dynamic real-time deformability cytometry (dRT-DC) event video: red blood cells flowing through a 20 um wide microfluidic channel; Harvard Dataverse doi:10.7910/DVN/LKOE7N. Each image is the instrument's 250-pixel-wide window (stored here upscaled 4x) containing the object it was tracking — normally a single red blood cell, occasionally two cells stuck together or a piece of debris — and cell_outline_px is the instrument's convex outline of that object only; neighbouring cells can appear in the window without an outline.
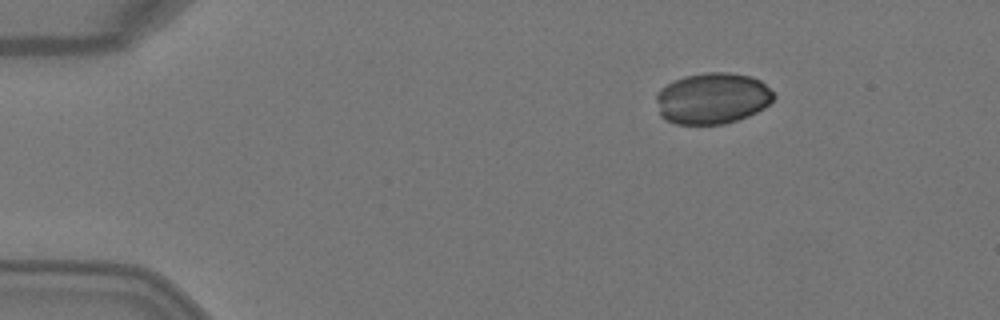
{"species": "Egyptian fruit bat (a non-hibernating species)", "species_latin": "Rousettus aegyptiacus", "temperature_condition": "warm", "stored_images_in_passage": 3, "camera_frame_rate_fps": 3000, "um_per_image_px": 0.085, "animal": {"sex": "female"}, "frame": {"image": 1, "passage_image": 1, "time_ms": 0.0, "image_size_px": [1000, 320], "cell_outline_px": [[776, 96], [764, 108], [748, 116], [724, 124], [676, 124], [660, 116], [656, 100], [656, 92], [660, 88], [684, 76], [704, 72], [728, 72], [752, 76], [760, 80]], "centroid_in_image_um": [60.54, 8.35], "position_along_channel_um": 24.5, "area_um2": 35.08}}